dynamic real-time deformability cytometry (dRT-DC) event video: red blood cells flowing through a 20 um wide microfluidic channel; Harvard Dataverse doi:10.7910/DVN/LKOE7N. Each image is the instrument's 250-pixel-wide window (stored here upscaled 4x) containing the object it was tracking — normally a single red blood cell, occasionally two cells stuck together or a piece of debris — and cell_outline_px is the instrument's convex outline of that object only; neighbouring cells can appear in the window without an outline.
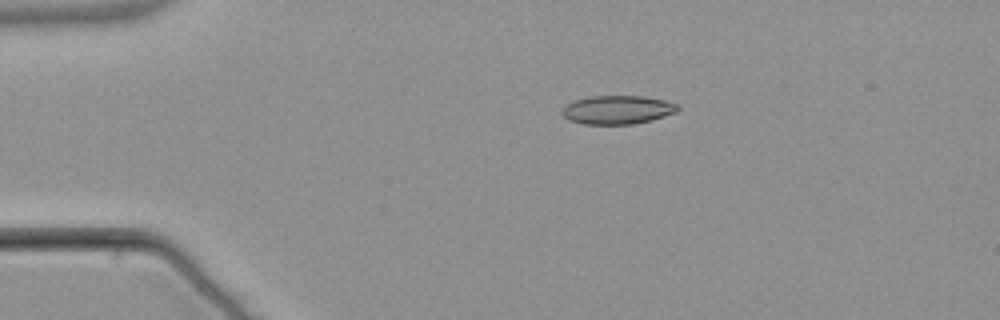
{"species": "common noctule bat (a hibernating species)", "species_latin": "Nyctalus noctula", "temperature_condition": "warm", "stored_images_in_passage": 5, "camera_frame_rate_fps": 3000, "um_per_image_px": 0.085, "animal": {"sex": "male", "body_mass_g": 21.5, "forearm_length_mm": 52.0}, "frame": {"image": 1, "passage_image": 3, "time_ms": 2.333, "image_size_px": [1000, 320], "cell_outline_px": [[680, 108], [676, 112], [652, 120], [632, 124], [584, 124], [568, 120], [564, 116], [564, 108], [568, 104], [576, 100], [588, 96], [644, 96], [664, 100], [680, 104]], "centroid_in_image_um": [52.54, 9.33], "position_along_channel_um": 32.5, "area_um2": 19.19}}
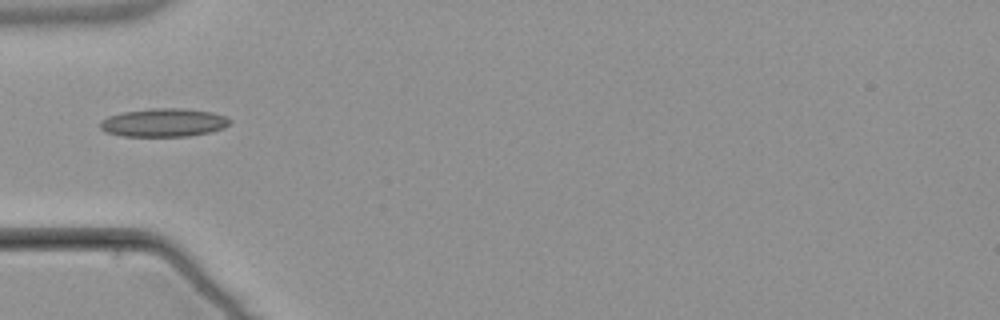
{"frame": {"image": 2, "passage_image": 5, "time_ms": 4.667, "image_size_px": [1000, 320], "cell_outline_px": [[232, 120], [224, 128], [208, 132], [188, 136], [124, 136], [104, 132], [100, 128], [100, 120], [108, 116], [124, 112], [148, 108], [180, 108], [212, 112], [224, 116]], "centroid_in_image_um": [13.88, 10.42], "position_along_channel_um": 71.1, "area_um2": 21.39}}